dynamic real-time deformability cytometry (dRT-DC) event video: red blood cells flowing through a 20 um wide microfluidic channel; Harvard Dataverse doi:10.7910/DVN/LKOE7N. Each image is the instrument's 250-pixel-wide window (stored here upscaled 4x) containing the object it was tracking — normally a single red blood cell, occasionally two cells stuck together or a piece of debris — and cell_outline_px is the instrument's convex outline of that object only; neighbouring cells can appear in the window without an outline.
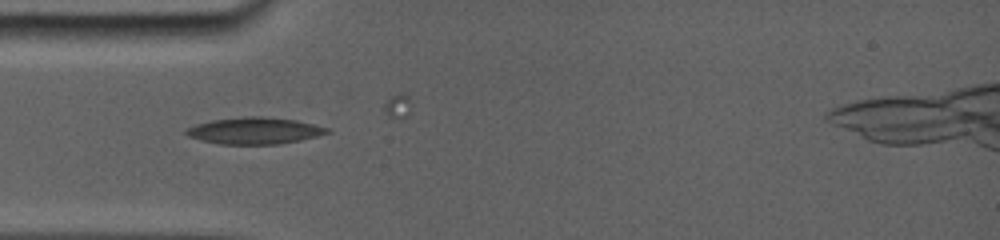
{"species": "common noctule bat (a hibernating species)", "species_latin": "Nyctalus noctula", "temperature_condition": "room temperature", "stored_images_in_passage": 13, "camera_frame_rate_fps": 5000, "um_per_image_px": 0.085, "animal": {"sex": "female", "body_mass_g": 19.0, "forearm_length_mm": 56.7}, "frame": {"image": 1, "passage_image": 1, "time_ms": 0.0, "image_size_px": [1000, 240], "cell_outline_px": [[328, 132], [296, 140], [276, 144], [220, 144], [188, 136], [184, 132], [188, 128], [196, 124], [212, 120], [248, 116], [260, 116], [296, 120], [328, 128]], "centroid_in_image_um": [21.56, 11.1], "position_along_channel_um": 63.4, "area_um2": 21.21}}
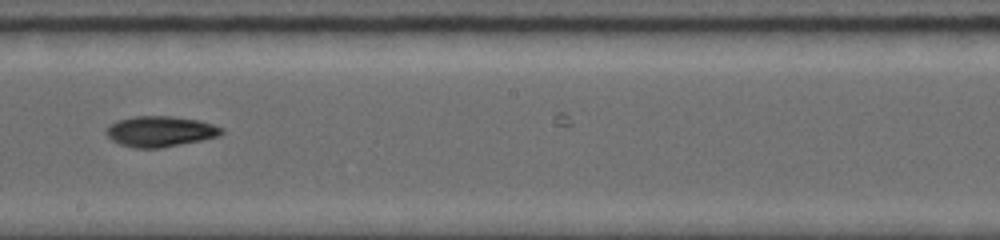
{"frame": {"image": 2, "passage_image": 7, "time_ms": 4.4, "image_size_px": [1000, 240], "cell_outline_px": [[224, 132], [220, 136], [160, 148], [136, 148], [120, 144], [112, 140], [104, 132], [108, 124], [116, 120], [132, 116], [172, 116], [200, 120], [224, 128]], "centroid_in_image_um": [13.6, 11.15], "position_along_channel_um": 234.6, "area_um2": 20.75}}
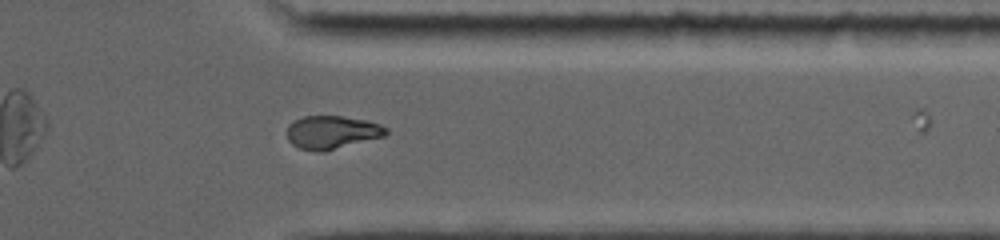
{"frame": {"image": 3, "passage_image": 12, "time_ms": 8.2, "image_size_px": [1000, 240], "cell_outline_px": [[388, 132], [384, 136], [324, 152], [316, 152], [300, 148], [292, 144], [288, 140], [288, 124], [304, 116], [340, 116], [364, 120], [380, 124], [388, 128]], "centroid_in_image_um": [28.22, 11.25], "position_along_channel_um": 383.2, "area_um2": 19.07}}